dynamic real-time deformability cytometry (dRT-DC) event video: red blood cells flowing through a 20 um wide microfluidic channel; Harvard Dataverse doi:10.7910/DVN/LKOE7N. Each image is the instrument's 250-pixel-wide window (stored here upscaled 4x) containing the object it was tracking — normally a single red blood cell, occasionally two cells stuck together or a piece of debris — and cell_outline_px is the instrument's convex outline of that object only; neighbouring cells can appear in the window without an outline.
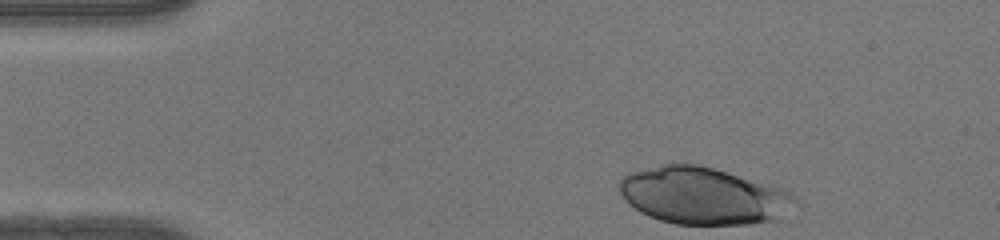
{"species": "human", "species_latin": "Homo sapiens", "temperature_condition": "warm", "stored_images_in_passage": 34, "camera_frame_rate_fps": 3000, "um_per_image_px": 0.085, "donor": {"sex": "female"}, "frame": {"image": 1, "passage_image": 1, "time_ms": 0.0, "image_size_px": [1000, 240], "cell_outline_px": [[796, 200], [780, 220], [748, 224], [676, 224], [660, 220], [648, 216], [640, 212], [620, 192], [620, 180], [628, 172], [664, 164], [696, 164], [712, 168], [772, 184], [784, 188], [796, 196]], "centroid_in_image_um": [59.82, 16.64], "position_along_channel_um": 25.2, "area_um2": 58.2}}